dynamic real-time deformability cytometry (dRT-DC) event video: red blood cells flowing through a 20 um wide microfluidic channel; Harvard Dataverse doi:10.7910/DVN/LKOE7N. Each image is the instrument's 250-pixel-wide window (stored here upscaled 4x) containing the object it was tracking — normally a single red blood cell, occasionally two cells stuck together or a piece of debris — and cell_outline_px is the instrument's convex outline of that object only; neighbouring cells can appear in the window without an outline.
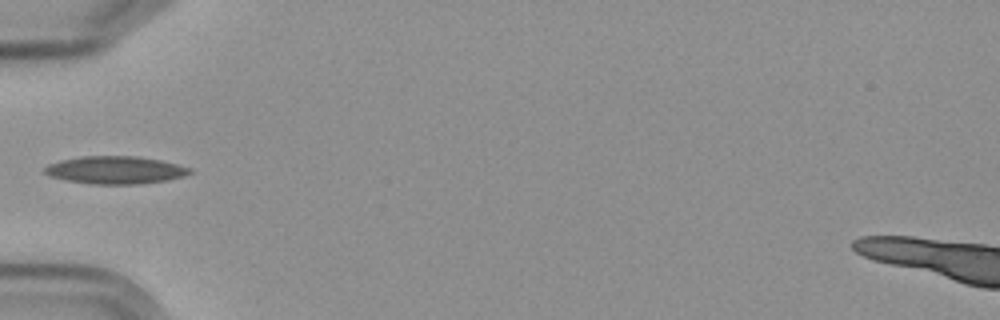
{"species": "Egyptian fruit bat (a non-hibernating species)", "species_latin": "Rousettus aegyptiacus", "temperature_condition": "cold", "stored_images_in_passage": 4, "camera_frame_rate_fps": 3000, "um_per_image_px": 0.085, "frame": {"image": 1, "passage_image": 4, "time_ms": 3.667, "image_size_px": [1000, 320], "cell_outline_px": [[192, 172], [184, 176], [164, 180], [140, 184], [92, 184], [68, 180], [48, 176], [44, 172], [44, 168], [48, 164], [60, 160], [80, 156], [136, 156], [160, 160], [192, 168]], "centroid_in_image_um": [9.78, 14.45], "position_along_channel_um": 75.2, "area_um2": 23.35}}